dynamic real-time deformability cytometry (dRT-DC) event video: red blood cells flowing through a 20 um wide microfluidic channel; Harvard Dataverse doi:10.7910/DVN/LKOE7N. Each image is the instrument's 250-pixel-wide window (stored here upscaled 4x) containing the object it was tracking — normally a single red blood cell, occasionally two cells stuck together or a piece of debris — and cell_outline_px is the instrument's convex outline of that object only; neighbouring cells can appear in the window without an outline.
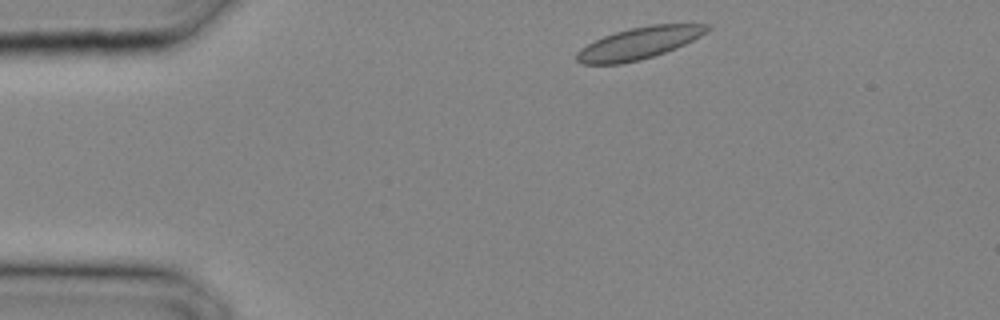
{"species": "common noctule bat (a hibernating species)", "species_latin": "Nyctalus noctula", "temperature_condition": "cold", "stored_images_in_passage": 22, "camera_frame_rate_fps": 3000, "um_per_image_px": 0.085, "animal": {"sex": "male", "body_mass_g": 20.4}, "frame": {"image": 1, "passage_image": 1, "time_ms": 0.0, "image_size_px": [1000, 320], "cell_outline_px": [[712, 28], [700, 36], [676, 48], [640, 60], [620, 64], [580, 64], [576, 60], [576, 52], [580, 48], [604, 36], [616, 32], [632, 28], [652, 24], [708, 24]], "centroid_in_image_um": [54.3, 3.67], "position_along_channel_um": 30.7, "area_um2": 23.99}}
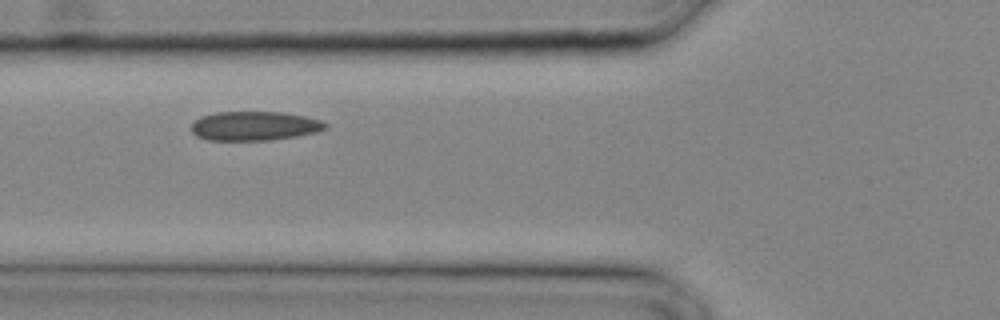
{"frame": {"image": 2, "passage_image": 7, "time_ms": 2.0, "image_size_px": [1000, 320], "cell_outline_px": [[328, 128], [316, 132], [296, 136], [272, 140], [208, 140], [196, 136], [192, 132], [192, 124], [200, 116], [216, 112], [280, 112], [304, 116], [320, 120], [328, 124]], "centroid_in_image_um": [21.63, 10.71], "position_along_channel_um": 104.2, "area_um2": 22.77}}
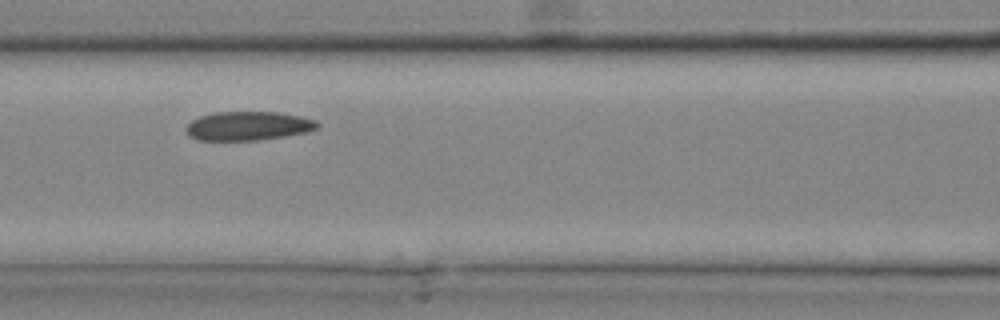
{"frame": {"image": 3, "passage_image": 9, "time_ms": 2.667, "image_size_px": [1000, 320], "cell_outline_px": [[320, 124], [316, 128], [308, 132], [288, 136], [260, 140], [196, 140], [184, 128], [192, 120], [200, 116], [212, 112], [280, 112], [300, 116], [316, 120]], "centroid_in_image_um": [21.12, 10.7], "position_along_channel_um": 145.5, "area_um2": 22.25}}